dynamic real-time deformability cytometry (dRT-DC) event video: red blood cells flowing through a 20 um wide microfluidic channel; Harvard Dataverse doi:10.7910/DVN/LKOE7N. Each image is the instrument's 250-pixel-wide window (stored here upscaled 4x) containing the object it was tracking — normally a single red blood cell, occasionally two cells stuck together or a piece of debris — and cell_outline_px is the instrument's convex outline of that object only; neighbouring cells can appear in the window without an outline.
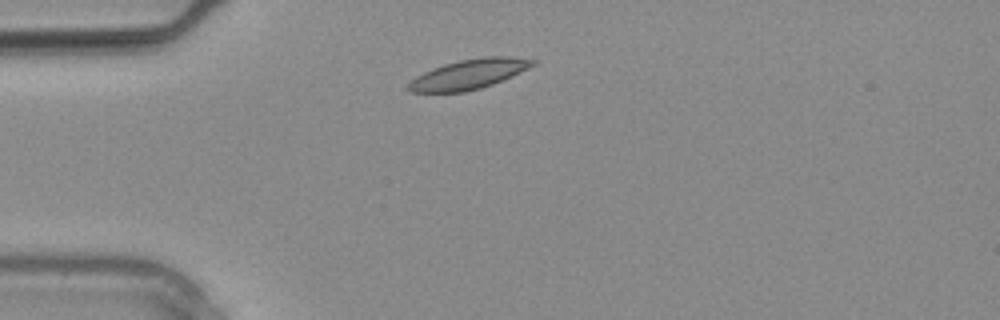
{"species": "common noctule bat (a hibernating species)", "species_latin": "Nyctalus noctula", "temperature_condition": "warm", "stored_images_in_passage": 1, "camera_frame_rate_fps": 3000, "um_per_image_px": 0.085, "animal": {"sex": "male", "body_mass_g": 20.4}, "frame": {"image": 1, "passage_image": 1, "time_ms": 0.0, "image_size_px": [1000, 320], "cell_outline_px": [[536, 64], [512, 76], [492, 84], [480, 88], [464, 92], [412, 92], [404, 88], [416, 76], [432, 68], [444, 64], [460, 60], [484, 56], [508, 56], [536, 60]], "centroid_in_image_um": [39.84, 6.3], "position_along_channel_um": 45.2, "area_um2": 21.5}}